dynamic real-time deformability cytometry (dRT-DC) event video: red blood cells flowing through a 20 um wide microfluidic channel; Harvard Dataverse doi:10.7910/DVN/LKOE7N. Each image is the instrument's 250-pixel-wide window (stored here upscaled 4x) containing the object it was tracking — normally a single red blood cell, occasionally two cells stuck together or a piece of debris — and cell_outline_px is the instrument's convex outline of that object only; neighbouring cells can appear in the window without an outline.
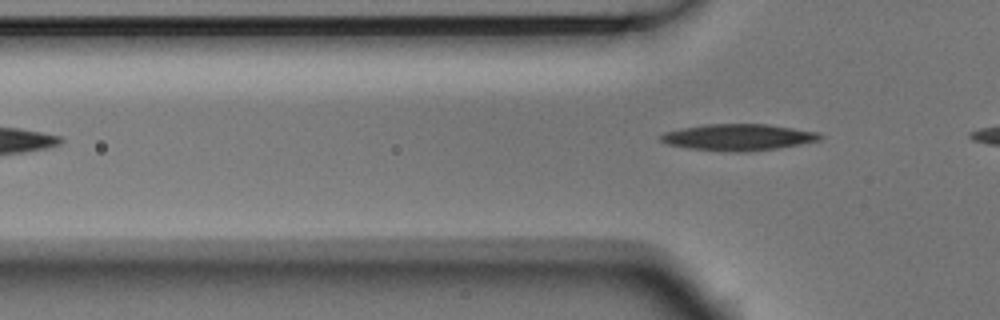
{"species": "Egyptian fruit bat (a non-hibernating species)", "species_latin": "Rousettus aegyptiacus", "temperature_condition": "room temperature", "stored_images_in_passage": 7, "camera_frame_rate_fps": 3000, "um_per_image_px": 0.085, "animal": {"sex": "male"}, "frame": {"image": 1, "passage_image": 7, "time_ms": 2.0, "image_size_px": [1000, 320], "cell_outline_px": [[824, 136], [820, 140], [800, 144], [776, 148], [744, 152], [728, 152], [688, 148], [668, 144], [660, 140], [660, 136], [664, 132], [680, 128], [708, 124], [764, 124], [820, 132]], "centroid_in_image_um": [62.75, 11.67], "position_along_channel_um": 63.0, "area_um2": 24.51}}